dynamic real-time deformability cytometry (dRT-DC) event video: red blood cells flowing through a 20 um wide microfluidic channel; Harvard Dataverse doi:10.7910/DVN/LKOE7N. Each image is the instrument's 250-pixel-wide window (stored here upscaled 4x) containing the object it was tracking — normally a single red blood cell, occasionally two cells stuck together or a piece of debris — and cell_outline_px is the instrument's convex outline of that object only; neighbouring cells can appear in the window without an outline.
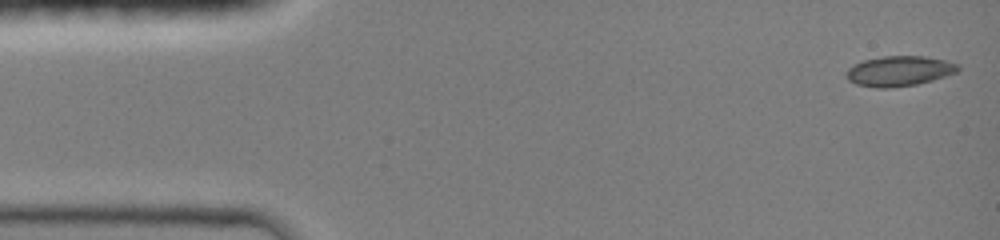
{"species": "common noctule bat (a hibernating species)", "species_latin": "Nyctalus noctula", "temperature_condition": "room temperature", "stored_images_in_passage": 42, "camera_frame_rate_fps": 3000, "um_per_image_px": 0.085, "animal": {"sex": "female", "body_mass_g": 19.0, "forearm_length_mm": 51.5}, "frame": {"image": 1, "passage_image": 1, "time_ms": 0.0, "image_size_px": [1000, 240], "cell_outline_px": [[960, 68], [956, 72], [932, 80], [916, 84], [888, 88], [876, 88], [856, 84], [848, 80], [844, 76], [848, 68], [864, 60], [884, 56], [924, 56], [944, 60], [960, 64]], "centroid_in_image_um": [76.41, 6.04], "position_along_channel_um": 8.6, "area_um2": 19.54}}
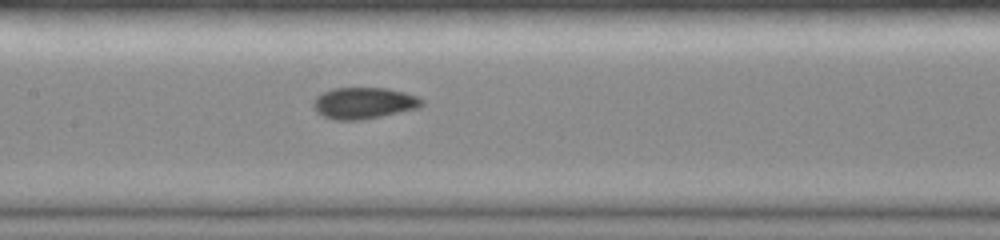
{"frame": {"image": 2, "passage_image": 18, "time_ms": 5.667, "image_size_px": [1000, 240], "cell_outline_px": [[424, 104], [420, 108], [360, 120], [336, 120], [324, 116], [316, 112], [312, 104], [316, 96], [332, 88], [388, 88], [404, 92], [416, 96], [424, 100]], "centroid_in_image_um": [30.93, 8.76], "position_along_channel_um": 176.5, "area_um2": 19.88}}
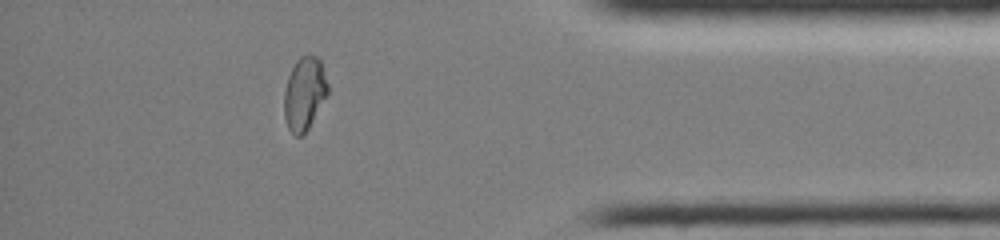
{"frame": {"image": 3, "passage_image": 36, "time_ms": 11.667, "image_size_px": [1000, 240], "cell_outline_px": [[328, 92], [308, 128], [300, 136], [296, 136], [288, 128], [284, 116], [284, 92], [288, 76], [296, 60], [300, 56], [316, 56], [320, 60], [328, 84]], "centroid_in_image_um": [25.86, 7.94], "position_along_channel_um": 409.3, "area_um2": 18.26}, "authors_computed_cell_mechanics": {"area_um2": 19.1607, "velocity_mm_per_s": 4.2147, "shape_relaxation_time_tau1_ms": null, "shape_relaxation_time_tau2_ms": 1.4964, "deformation_change_tau1": null, "deformation_change_tau2": 0.0483}}